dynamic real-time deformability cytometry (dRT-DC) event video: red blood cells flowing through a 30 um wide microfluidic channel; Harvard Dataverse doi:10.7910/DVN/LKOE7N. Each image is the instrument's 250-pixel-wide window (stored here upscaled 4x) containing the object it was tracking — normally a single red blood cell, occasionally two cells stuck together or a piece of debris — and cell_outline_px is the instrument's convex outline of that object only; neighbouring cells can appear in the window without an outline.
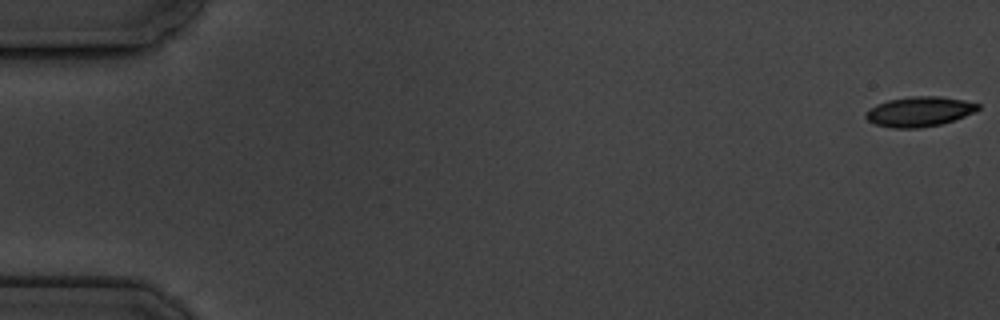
{"species": "common noctule bat (a hibernating species)", "species_latin": "Nyctalus noctula", "temperature_condition": "cold", "stored_images_in_passage": 6, "camera_frame_rate_fps": 3000, "um_per_image_px": 0.085, "animal": {"sex": "male", "body_mass_g": 19.5, "forearm_length_mm": 54.6}, "frame": {"image": 1, "passage_image": 1, "time_ms": 0.0, "image_size_px": [1000, 320], "cell_outline_px": [[980, 108], [976, 112], [940, 124], [920, 128], [892, 128], [876, 124], [868, 120], [864, 116], [864, 112], [876, 104], [888, 100], [912, 96], [940, 96], [964, 100], [980, 104]], "centroid_in_image_um": [78.13, 9.48], "position_along_channel_um": 6.9, "area_um2": 19.59}}
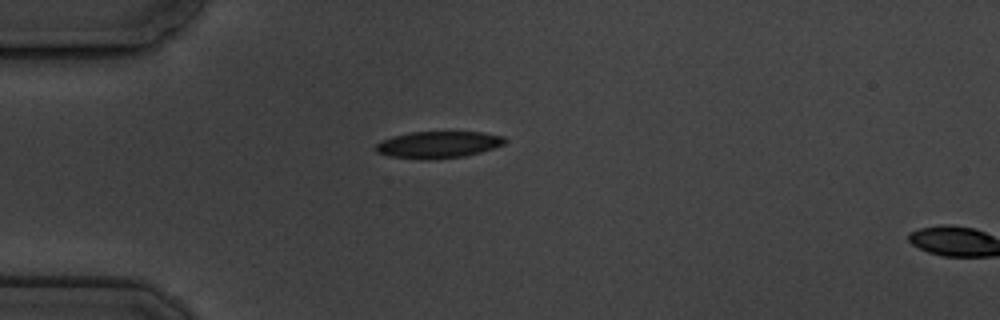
{"frame": {"image": 2, "passage_image": 5, "time_ms": 5.0, "image_size_px": [1000, 320], "cell_outline_px": [[508, 140], [504, 144], [480, 152], [464, 156], [424, 160], [388, 156], [376, 152], [376, 144], [380, 140], [392, 136], [412, 132], [484, 132], [504, 136]], "centroid_in_image_um": [37.23, 12.29], "position_along_channel_um": 47.8, "area_um2": 20.23}}